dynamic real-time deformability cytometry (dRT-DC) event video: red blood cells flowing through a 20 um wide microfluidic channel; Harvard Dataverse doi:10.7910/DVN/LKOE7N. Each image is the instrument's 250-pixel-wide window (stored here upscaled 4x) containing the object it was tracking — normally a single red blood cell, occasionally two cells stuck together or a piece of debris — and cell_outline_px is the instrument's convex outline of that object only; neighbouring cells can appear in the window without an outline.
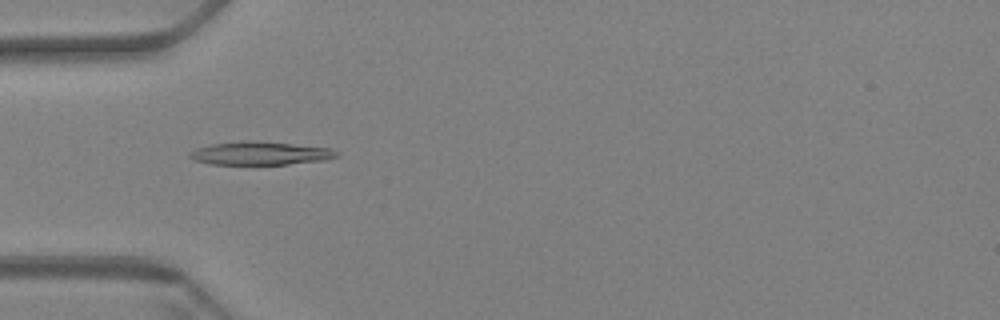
{"species": "Egyptian fruit bat (a non-hibernating species)", "species_latin": "Rousettus aegyptiacus", "temperature_condition": "warm", "stored_images_in_passage": 43, "camera_frame_rate_fps": 3000, "um_per_image_px": 0.085, "animal": {"sex": "female"}, "frame": {"image": 1, "passage_image": 1, "time_ms": 0.0, "image_size_px": [1000, 320], "cell_outline_px": [[340, 156], [324, 160], [288, 164], [212, 164], [196, 160], [188, 156], [188, 152], [196, 148], [212, 144], [240, 140], [252, 140], [332, 148], [340, 152]], "centroid_in_image_um": [22.15, 13.02], "position_along_channel_um": 62.9, "area_um2": 20.0}}
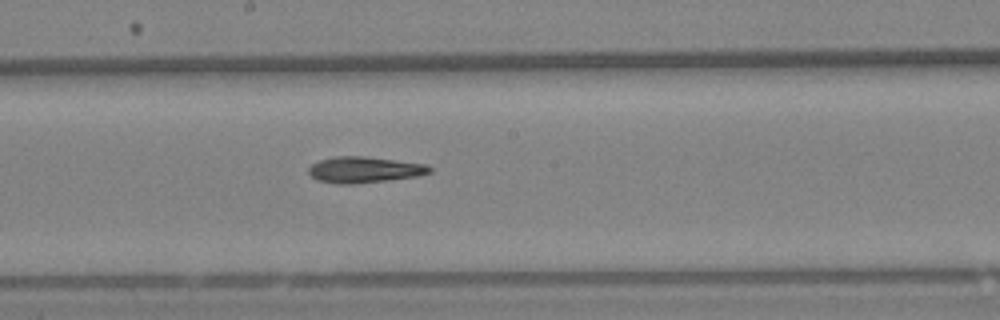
{"frame": {"image": 2, "passage_image": 15, "time_ms": 4.667, "image_size_px": [1000, 320], "cell_outline_px": [[432, 172], [416, 176], [388, 180], [352, 184], [336, 184], [316, 180], [308, 172], [308, 168], [312, 164], [320, 160], [332, 156], [364, 156], [428, 164], [432, 168]], "centroid_in_image_um": [30.96, 14.42], "position_along_channel_um": 217.2, "area_um2": 18.5}}
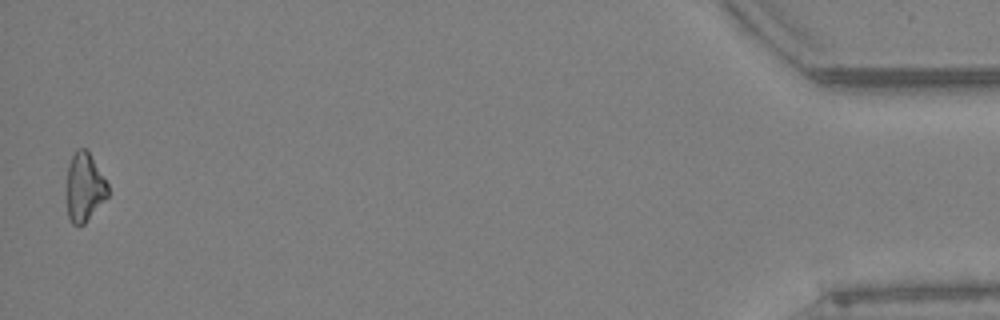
{"frame": {"image": 3, "passage_image": 42, "time_ms": 13.667, "image_size_px": [1000, 320], "cell_outline_px": [[108, 196], [84, 224], [72, 224], [68, 216], [68, 164], [76, 148], [84, 148], [88, 152], [108, 184]], "centroid_in_image_um": [7.19, 15.91], "position_along_channel_um": 428.0, "area_um2": 16.01}}